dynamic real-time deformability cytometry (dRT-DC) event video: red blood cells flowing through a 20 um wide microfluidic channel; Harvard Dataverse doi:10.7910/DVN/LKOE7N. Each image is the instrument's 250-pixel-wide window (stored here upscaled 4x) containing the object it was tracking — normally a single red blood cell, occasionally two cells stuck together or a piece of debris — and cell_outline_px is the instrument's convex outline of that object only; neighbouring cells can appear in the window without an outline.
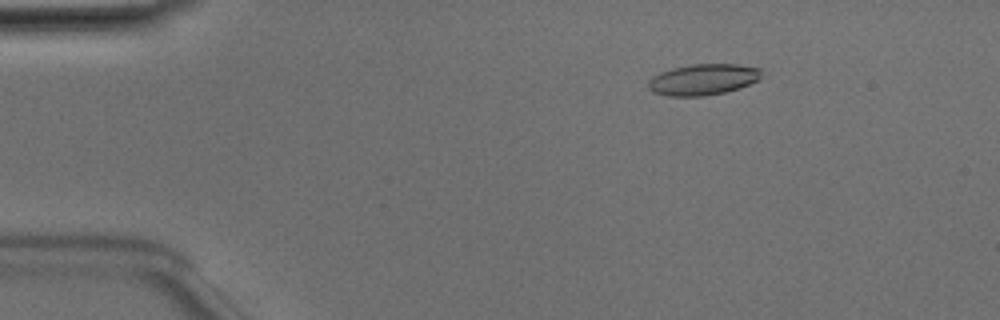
{"species": "Egyptian fruit bat (a non-hibernating species)", "species_latin": "Rousettus aegyptiacus", "temperature_condition": "room temperature", "stored_images_in_passage": 47, "camera_frame_rate_fps": 3000, "um_per_image_px": 0.085, "animal": {"sex": "male"}, "frame": {"image": 1, "passage_image": 4, "time_ms": 1.0, "image_size_px": [1000, 320], "cell_outline_px": [[760, 80], [740, 88], [724, 92], [704, 96], [668, 96], [652, 92], [648, 88], [648, 80], [652, 76], [660, 72], [672, 68], [692, 64], [740, 64], [760, 68]], "centroid_in_image_um": [59.75, 6.76], "position_along_channel_um": 25.3, "area_um2": 20.69}}
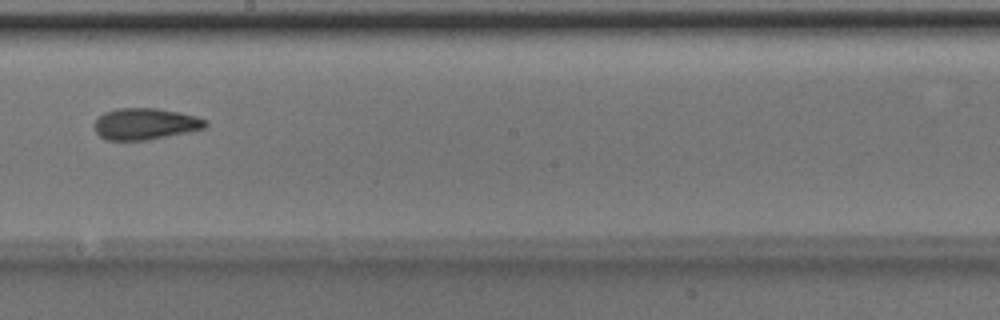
{"frame": {"image": 2, "passage_image": 25, "time_ms": 8.0, "image_size_px": [1000, 320], "cell_outline_px": [[208, 124], [204, 128], [188, 132], [148, 140], [104, 140], [96, 132], [92, 124], [104, 112], [116, 108], [156, 108], [196, 116], [208, 120]], "centroid_in_image_um": [12.32, 10.53], "position_along_channel_um": 235.9, "area_um2": 20.46}}
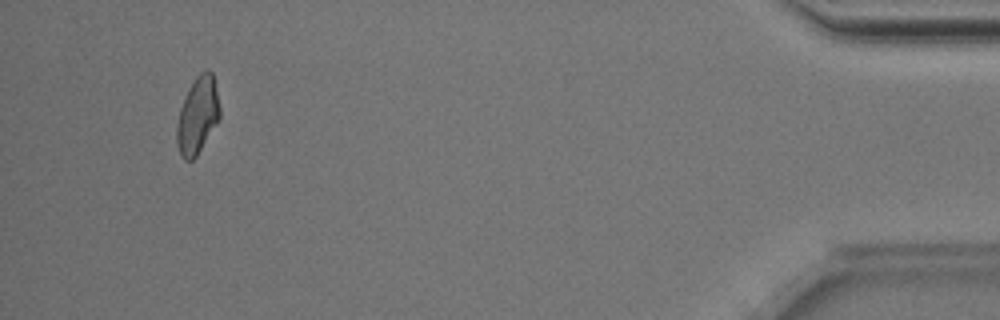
{"frame": {"image": 3, "passage_image": 44, "time_ms": 14.333, "image_size_px": [1000, 320], "cell_outline_px": [[220, 116], [196, 156], [192, 160], [184, 160], [180, 156], [176, 140], [176, 124], [180, 108], [188, 88], [196, 76], [200, 72], [208, 68], [212, 72], [220, 108]], "centroid_in_image_um": [16.77, 9.79], "position_along_channel_um": 418.4, "area_um2": 19.07}, "authors_computed_cell_mechanics": {"area_um2": 19.941, "velocity_mm_per_s": 4.0185, "shape_relaxation_time_tau1_ms": 4.4342, "shape_relaxation_time_tau2_ms": 3.1037, "deformation_change_tau1": 0.1603, "deformation_change_tau2": 0.1137}}